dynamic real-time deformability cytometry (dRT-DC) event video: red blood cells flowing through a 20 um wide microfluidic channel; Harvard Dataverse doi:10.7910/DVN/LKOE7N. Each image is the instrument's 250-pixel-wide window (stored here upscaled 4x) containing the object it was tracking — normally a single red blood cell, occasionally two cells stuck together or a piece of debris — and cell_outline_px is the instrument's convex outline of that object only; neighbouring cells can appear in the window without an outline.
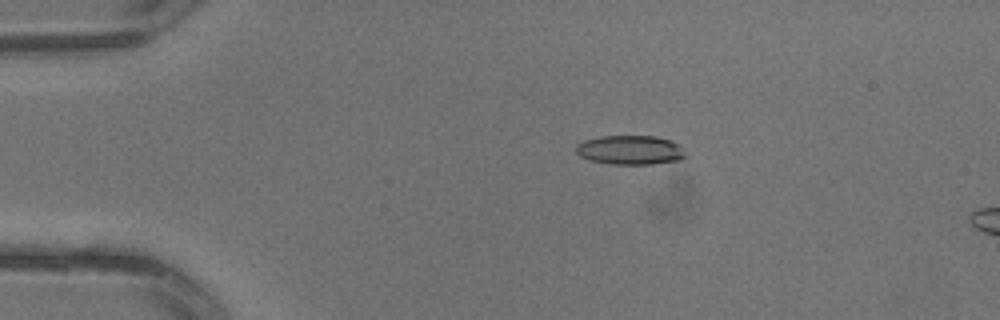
{"species": "common noctule bat (a hibernating species)", "species_latin": "Nyctalus noctula", "temperature_condition": "warm", "stored_images_in_passage": 1, "camera_frame_rate_fps": 3000, "um_per_image_px": 0.085, "animal": {"sex": "male", "body_mass_g": 13.3}, "frame": {"image": 1, "passage_image": 1, "time_ms": 0.0, "image_size_px": [1000, 320], "cell_outline_px": [[688, 156], [680, 160], [652, 164], [612, 164], [588, 160], [580, 156], [576, 152], [576, 144], [584, 140], [600, 136], [656, 136], [672, 140]], "centroid_in_image_um": [53.55, 12.75], "position_along_channel_um": 31.5, "area_um2": 18.73}}